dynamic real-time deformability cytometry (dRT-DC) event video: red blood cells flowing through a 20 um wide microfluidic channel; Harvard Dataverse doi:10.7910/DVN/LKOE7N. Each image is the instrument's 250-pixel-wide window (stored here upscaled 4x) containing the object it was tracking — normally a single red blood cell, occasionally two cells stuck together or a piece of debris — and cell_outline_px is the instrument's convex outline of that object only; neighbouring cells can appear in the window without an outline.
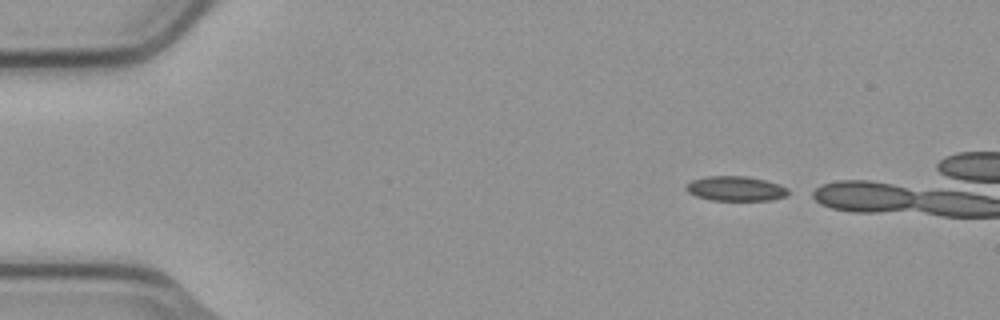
{"species": "common noctule bat (a hibernating species)", "species_latin": "Nyctalus noctula", "temperature_condition": "cold", "stored_images_in_passage": 9, "camera_frame_rate_fps": 3000, "um_per_image_px": 0.085, "animal": {"sex": "male", "body_mass_g": 23.1, "forearm_length_mm": 52.7}, "frame": {"image": 1, "passage_image": 1, "time_ms": 0.0, "image_size_px": [1000, 320], "cell_outline_px": [[788, 196], [768, 200], [712, 200], [696, 196], [688, 192], [684, 188], [684, 184], [692, 180], [704, 176], [744, 176], [764, 180], [780, 184], [788, 188]], "centroid_in_image_um": [62.5, 16.02], "position_along_channel_um": 22.5, "area_um2": 14.8}}